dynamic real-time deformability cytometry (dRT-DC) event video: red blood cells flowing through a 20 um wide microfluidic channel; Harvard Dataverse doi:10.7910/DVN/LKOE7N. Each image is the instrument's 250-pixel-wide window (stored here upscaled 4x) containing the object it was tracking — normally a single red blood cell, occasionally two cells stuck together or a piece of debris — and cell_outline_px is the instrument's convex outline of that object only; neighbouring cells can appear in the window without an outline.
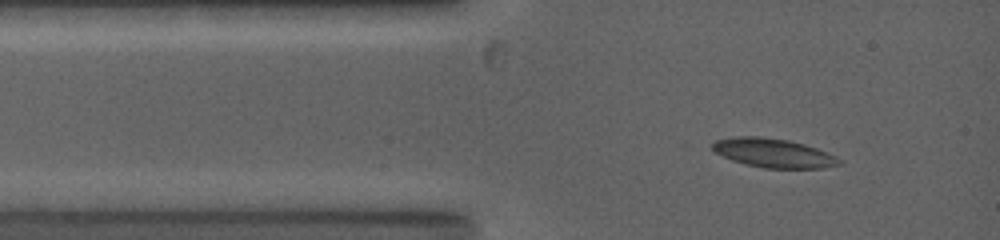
{"species": "common noctule bat (a hibernating species)", "species_latin": "Nyctalus noctula", "temperature_condition": "warm", "stored_images_in_passage": 30, "camera_frame_rate_fps": 5000, "um_per_image_px": 0.085, "animal": {"sex": "female", "body_mass_g": 19.0, "forearm_length_mm": 53.3}, "frame": {"image": 1, "passage_image": 2, "time_ms": 0.4, "image_size_px": [1000, 240], "cell_outline_px": [[844, 164], [824, 168], [764, 168], [744, 164], [732, 160], [716, 152], [712, 148], [712, 144], [716, 140], [736, 136], [760, 136], [788, 140], [804, 144], [816, 148], [844, 160]], "centroid_in_image_um": [65.78, 13.01], "position_along_channel_um": 19.2, "area_um2": 21.44}}
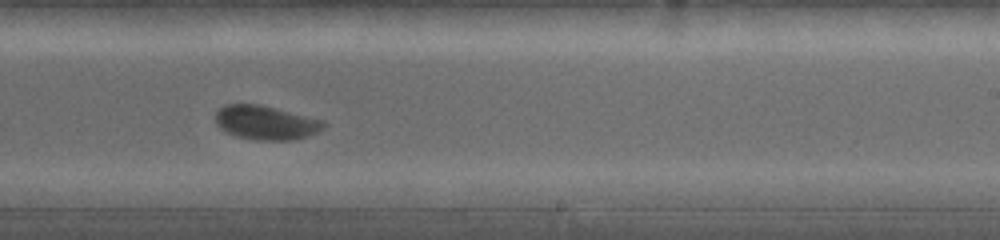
{"frame": {"image": 2, "passage_image": 20, "time_ms": 7.2, "image_size_px": [1000, 240], "cell_outline_px": [[328, 124], [324, 128], [316, 132], [292, 140], [256, 140], [236, 136], [220, 128], [216, 124], [216, 112], [224, 104], [260, 104], [324, 120]], "centroid_in_image_um": [22.6, 10.41], "position_along_channel_um": 266.4, "area_um2": 21.39}}
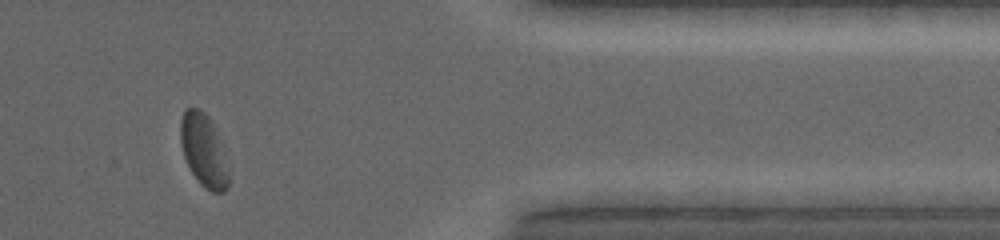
{"frame": {"image": 3, "passage_image": 28, "time_ms": 11.0, "image_size_px": [1000, 240], "cell_outline_px": [[228, 188], [224, 192], [212, 192], [204, 188], [200, 184], [192, 172], [184, 156], [180, 140], [180, 120], [184, 108], [196, 108], [204, 112], [208, 116], [216, 128], [228, 172]], "centroid_in_image_um": [17.29, 12.77], "position_along_channel_um": 394.1, "area_um2": 20.17}, "authors_computed_cell_mechanics": {"area_um2": 21.3571, "velocity_mm_per_s": 3.9596, "shape_relaxation_time_tau1_ms": 2.9179, "shape_relaxation_time_tau2_ms": null, "deformation_change_tau1": 0.1164, "deformation_change_tau2": null}}